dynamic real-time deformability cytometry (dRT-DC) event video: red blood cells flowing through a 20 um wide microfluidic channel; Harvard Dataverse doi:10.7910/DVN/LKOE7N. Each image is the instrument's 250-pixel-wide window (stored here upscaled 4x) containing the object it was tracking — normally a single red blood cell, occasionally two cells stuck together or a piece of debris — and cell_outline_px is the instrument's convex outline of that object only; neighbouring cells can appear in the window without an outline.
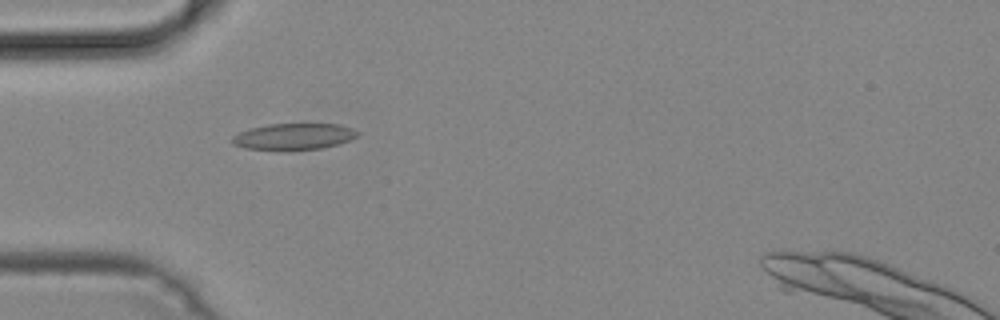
{"species": "common noctule bat (a hibernating species)", "species_latin": "Nyctalus noctula", "temperature_condition": "cold", "stored_images_in_passage": 3, "camera_frame_rate_fps": 3000, "um_per_image_px": 0.085, "animal": {"sex": "male", "body_mass_g": 19.2, "forearm_length_mm": 51.8}, "frame": {"image": 1, "passage_image": 2, "time_ms": 0.333, "image_size_px": [1000, 320], "cell_outline_px": [[360, 136], [352, 140], [324, 148], [244, 148], [232, 144], [232, 136], [240, 132], [252, 128], [268, 124], [340, 124], [352, 128], [360, 132]], "centroid_in_image_um": [25.06, 11.57], "position_along_channel_um": 59.9, "area_um2": 18.79}}